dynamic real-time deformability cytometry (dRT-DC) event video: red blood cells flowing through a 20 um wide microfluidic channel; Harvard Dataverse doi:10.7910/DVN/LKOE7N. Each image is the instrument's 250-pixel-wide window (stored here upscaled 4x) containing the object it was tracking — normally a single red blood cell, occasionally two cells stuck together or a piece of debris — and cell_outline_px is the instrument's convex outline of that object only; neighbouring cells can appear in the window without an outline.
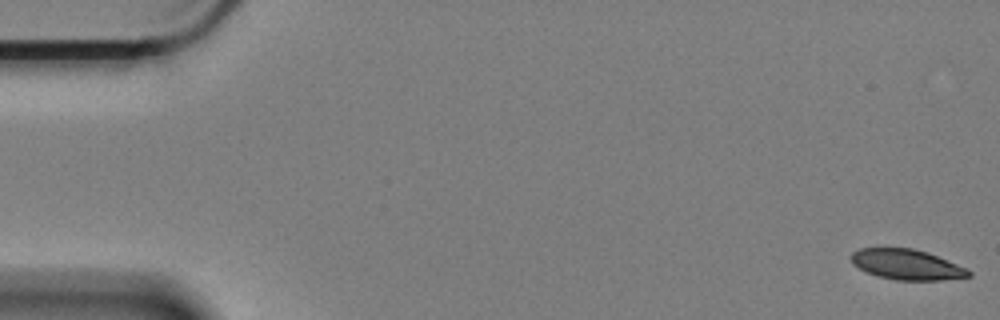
{"species": "Egyptian fruit bat (a non-hibernating species)", "species_latin": "Rousettus aegyptiacus", "temperature_condition": "cold", "stored_images_in_passage": 18, "camera_frame_rate_fps": 3000, "um_per_image_px": 0.085, "animal": {"sex": "female"}, "frame": {"image": 1, "passage_image": 1, "time_ms": 0.0, "image_size_px": [1000, 320], "cell_outline_px": [[972, 276], [940, 280], [896, 280], [880, 276], [868, 272], [852, 264], [852, 252], [860, 248], [912, 248], [928, 252], [968, 268], [972, 272]], "centroid_in_image_um": [77.12, 22.48], "position_along_channel_um": 7.9, "area_um2": 20.69}}
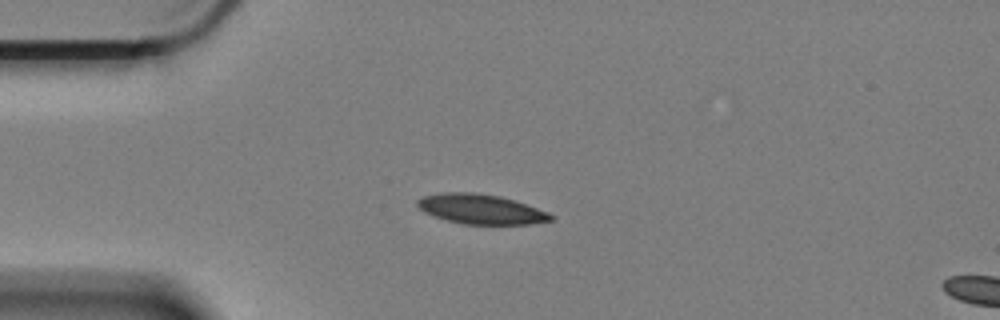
{"frame": {"image": 2, "passage_image": 15, "time_ms": 4.667, "image_size_px": [1000, 320], "cell_outline_px": [[556, 220], [528, 224], [464, 224], [432, 216], [424, 212], [416, 204], [416, 200], [424, 196], [440, 192], [472, 192], [500, 196], [548, 212], [556, 216]], "centroid_in_image_um": [40.87, 17.78], "position_along_channel_um": 44.1, "area_um2": 23.12}}